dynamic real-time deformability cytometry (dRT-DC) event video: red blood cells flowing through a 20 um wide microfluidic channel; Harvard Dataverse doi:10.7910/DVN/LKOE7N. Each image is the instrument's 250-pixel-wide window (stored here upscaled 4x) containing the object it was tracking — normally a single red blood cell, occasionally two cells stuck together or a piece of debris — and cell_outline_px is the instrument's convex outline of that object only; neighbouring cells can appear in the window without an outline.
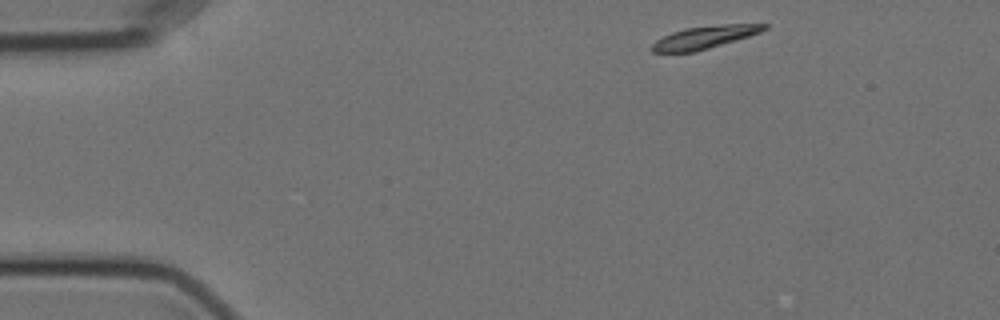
{"species": "Egyptian fruit bat (a non-hibernating species)", "species_latin": "Rousettus aegyptiacus", "temperature_condition": "cold", "stored_images_in_passage": 29, "camera_frame_rate_fps": 3000, "um_per_image_px": 0.085, "animal": {"sex": "female"}, "frame": {"image": 1, "passage_image": 1, "time_ms": 0.0, "image_size_px": [1000, 320], "cell_outline_px": [[768, 28], [760, 32], [736, 40], [696, 52], [652, 52], [648, 48], [656, 40], [672, 32], [684, 28], [720, 24], [768, 24]], "centroid_in_image_um": [59.85, 3.17], "position_along_channel_um": 25.1, "area_um2": 14.85}}
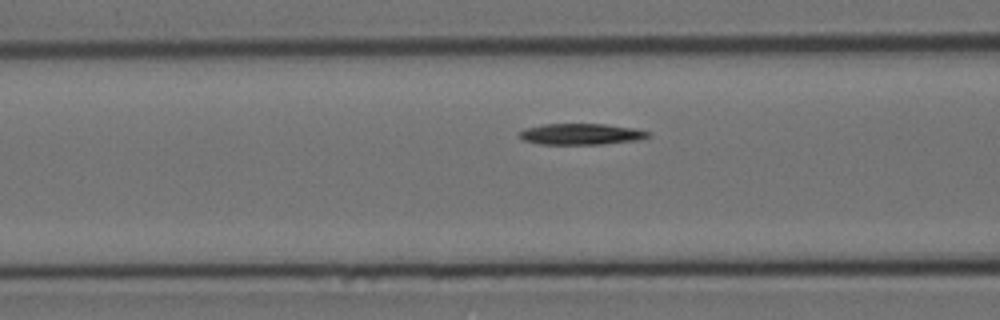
{"frame": {"image": 2, "passage_image": 15, "time_ms": 4.667, "image_size_px": [1000, 320], "cell_outline_px": [[652, 136], [640, 140], [604, 144], [540, 144], [520, 140], [520, 132], [524, 128], [544, 124], [604, 124], [636, 128], [652, 132]], "centroid_in_image_um": [49.45, 11.4], "position_along_channel_um": 117.1, "area_um2": 16.13}}
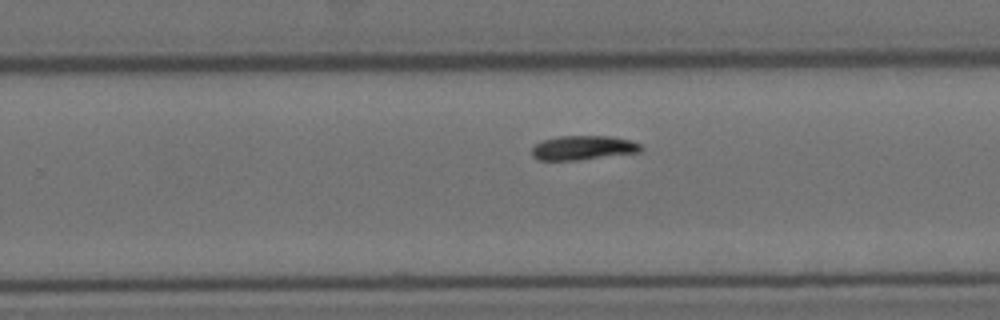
{"frame": {"image": 3, "passage_image": 29, "time_ms": 9.333, "image_size_px": [1000, 320], "cell_outline_px": [[644, 148], [640, 152], [580, 160], [540, 160], [532, 156], [532, 148], [536, 144], [544, 140], [560, 136], [612, 136], [632, 140], [640, 144]], "centroid_in_image_um": [49.61, 12.56], "position_along_channel_um": 280.2, "area_um2": 15.49}}